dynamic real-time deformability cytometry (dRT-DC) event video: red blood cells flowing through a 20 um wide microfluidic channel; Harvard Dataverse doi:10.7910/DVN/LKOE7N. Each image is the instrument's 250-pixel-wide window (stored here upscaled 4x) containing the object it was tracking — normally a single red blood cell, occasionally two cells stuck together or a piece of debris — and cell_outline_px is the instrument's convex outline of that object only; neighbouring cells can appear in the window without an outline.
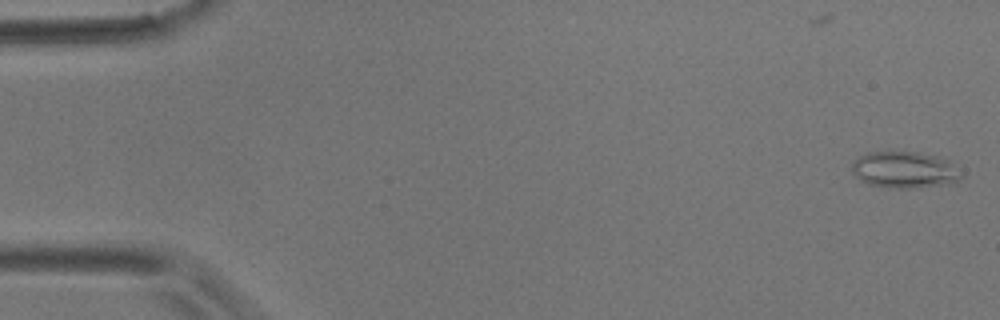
{"species": "common noctule bat (a hibernating species)", "species_latin": "Nyctalus noctula", "temperature_condition": "room temperature", "stored_images_in_passage": 56, "camera_frame_rate_fps": 3000, "um_per_image_px": 0.085, "animal": {"sex": "male", "body_mass_g": 17.9}, "frame": {"image": 1, "passage_image": 2, "time_ms": 0.333, "image_size_px": [1000, 320], "cell_outline_px": [[964, 176], [956, 184], [916, 188], [888, 188], [868, 184], [860, 180], [852, 172], [852, 164], [860, 156], [868, 152], [916, 152], [940, 156], [948, 160]], "centroid_in_image_um": [76.94, 14.46], "position_along_channel_um": 8.1, "area_um2": 23.64}}
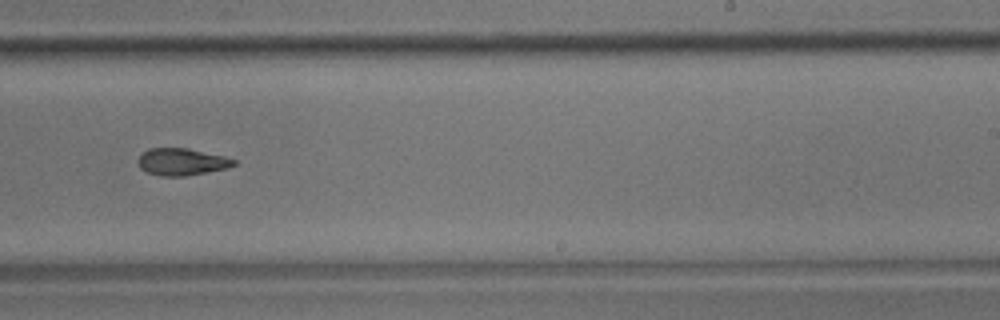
{"frame": {"image": 2, "passage_image": 35, "time_ms": 11.333, "image_size_px": [1000, 320], "cell_outline_px": [[236, 164], [228, 168], [184, 176], [160, 176], [148, 172], [140, 168], [136, 160], [148, 148], [188, 148], [224, 156], [236, 160]], "centroid_in_image_um": [15.44, 13.75], "position_along_channel_um": 273.6, "area_um2": 15.09}}
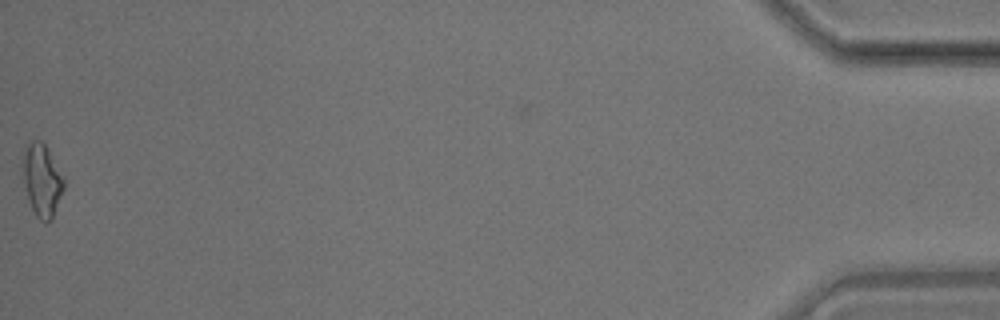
{"frame": {"image": 3, "passage_image": 56, "time_ms": 18.333, "image_size_px": [1000, 320], "cell_outline_px": [[64, 188], [52, 220], [48, 224], [44, 224], [36, 216], [32, 208], [24, 184], [24, 152], [28, 144], [32, 140], [40, 140], [44, 144], [64, 176]], "centroid_in_image_um": [3.6, 15.37], "position_along_channel_um": 431.6, "area_um2": 17.05}, "authors_computed_cell_mechanics": {"area_um2": 16.0973, "velocity_mm_per_s": 3.6358, "shape_relaxation_time_tau1_ms": 10.2465, "shape_relaxation_time_tau2_ms": 9.4797, "deformation_change_tau1": 0.2224, "deformation_change_tau2": 0.1797}}